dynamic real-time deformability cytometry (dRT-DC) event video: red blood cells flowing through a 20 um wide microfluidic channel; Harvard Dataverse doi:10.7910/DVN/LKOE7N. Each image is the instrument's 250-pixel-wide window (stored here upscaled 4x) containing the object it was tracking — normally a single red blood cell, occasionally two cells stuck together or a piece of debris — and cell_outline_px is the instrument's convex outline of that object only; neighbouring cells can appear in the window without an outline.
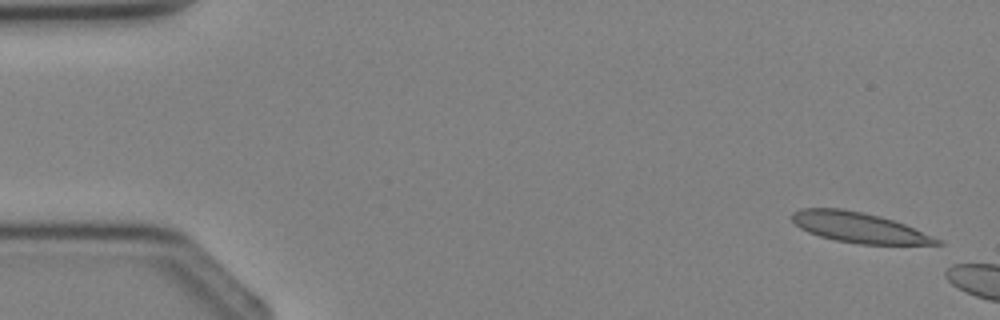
{"species": "Egyptian fruit bat (a non-hibernating species)", "species_latin": "Rousettus aegyptiacus", "temperature_condition": "cold", "stored_images_in_passage": 2, "camera_frame_rate_fps": 3000, "um_per_image_px": 0.085, "animal": {"sex": "female"}, "frame": {"image": 1, "passage_image": 1, "time_ms": 0.0, "image_size_px": [1000, 320], "cell_outline_px": [[944, 244], [860, 244], [836, 240], [820, 236], [808, 232], [800, 228], [788, 216], [792, 212], [800, 208], [840, 208], [880, 216], [904, 224], [940, 240]], "centroid_in_image_um": [72.92, 19.32], "position_along_channel_um": 12.1, "area_um2": 25.2}}